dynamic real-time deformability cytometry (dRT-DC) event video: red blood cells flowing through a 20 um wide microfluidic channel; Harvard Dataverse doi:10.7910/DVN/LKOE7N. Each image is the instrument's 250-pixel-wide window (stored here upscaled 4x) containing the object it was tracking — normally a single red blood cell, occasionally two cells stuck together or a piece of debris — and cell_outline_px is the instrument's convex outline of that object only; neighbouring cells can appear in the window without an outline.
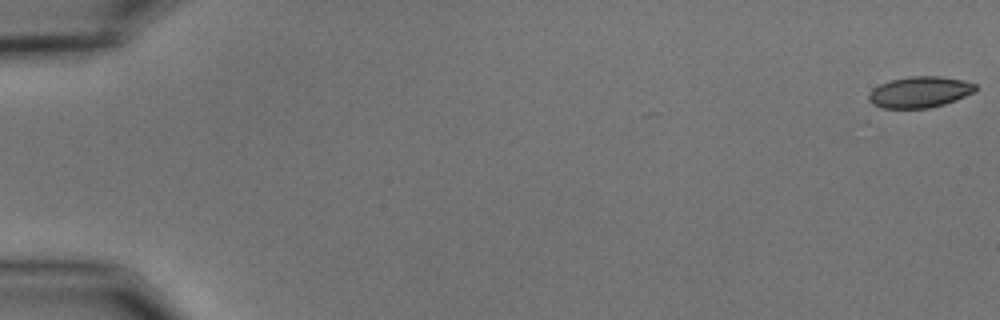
{"species": "common noctule bat (a hibernating species)", "species_latin": "Nyctalus noctula", "temperature_condition": "cold", "stored_images_in_passage": 56, "camera_frame_rate_fps": 3000, "um_per_image_px": 0.085, "animal": {"sex": "male", "body_mass_g": 15.6}, "frame": {"image": 1, "passage_image": 1, "time_ms": 0.0, "image_size_px": [1000, 320], "cell_outline_px": [[976, 92], [956, 100], [944, 104], [928, 108], [884, 108], [872, 104], [868, 100], [868, 96], [872, 88], [880, 84], [892, 80], [908, 76], [940, 76], [964, 80], [976, 84]], "centroid_in_image_um": [78.19, 7.82], "position_along_channel_um": 6.8, "area_um2": 19.48}}
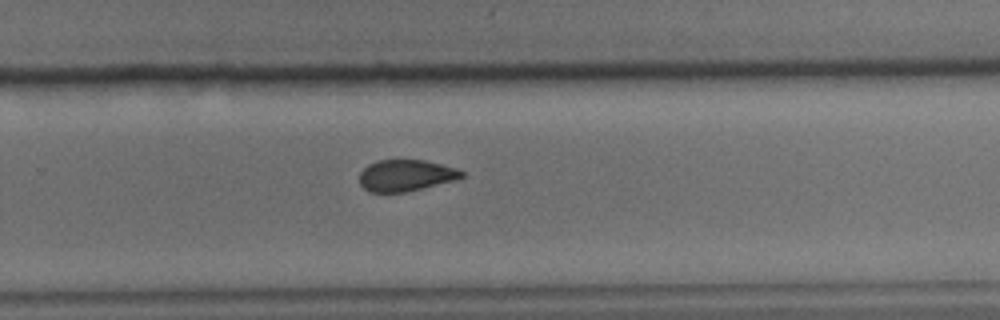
{"frame": {"image": 2, "passage_image": 38, "time_ms": 12.333, "image_size_px": [1000, 320], "cell_outline_px": [[464, 176], [452, 180], [404, 192], [368, 192], [360, 184], [360, 172], [368, 164], [376, 160], [424, 160], [456, 168], [464, 172]], "centroid_in_image_um": [34.44, 14.9], "position_along_channel_um": 295.4, "area_um2": 18.44}}
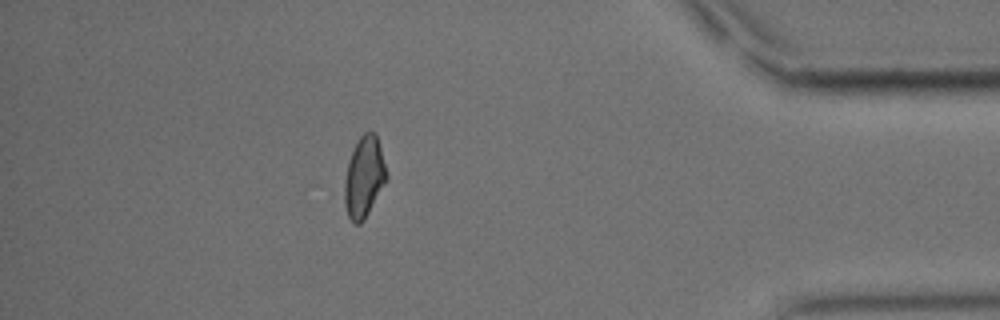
{"frame": {"image": 3, "passage_image": 50, "time_ms": 16.333, "image_size_px": [1000, 320], "cell_outline_px": [[388, 180], [364, 220], [360, 224], [356, 224], [348, 216], [344, 204], [344, 180], [348, 160], [360, 136], [364, 132], [376, 132], [388, 176]], "centroid_in_image_um": [30.95, 15.06], "position_along_channel_um": 404.2, "area_um2": 19.94}, "authors_computed_cell_mechanics": {"area_um2": 19.8832, "velocity_mm_per_s": 3.6471, "shape_relaxation_time_tau1_ms": 7.3722, "shape_relaxation_time_tau2_ms": 3.3082, "deformation_change_tau1": 0.1403, "deformation_change_tau2": 0.0573}}